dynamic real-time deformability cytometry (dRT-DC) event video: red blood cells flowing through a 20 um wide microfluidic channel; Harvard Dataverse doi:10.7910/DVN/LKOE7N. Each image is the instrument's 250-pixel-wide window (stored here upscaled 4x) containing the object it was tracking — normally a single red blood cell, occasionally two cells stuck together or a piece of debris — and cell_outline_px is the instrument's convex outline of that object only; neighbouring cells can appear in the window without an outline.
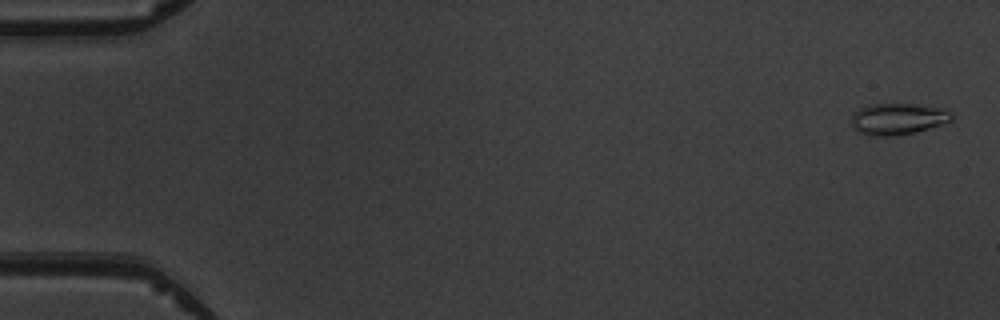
{"species": "common noctule bat (a hibernating species)", "species_latin": "Nyctalus noctula", "temperature_condition": "warm", "stored_images_in_passage": 4, "segment_of_instrument_passage": [1, 2], "camera_frame_rate_fps": 3000, "um_per_image_px": 0.085, "animal": {"sex": "male", "body_mass_g": 19.5, "forearm_length_mm": 54.6}, "frame": {"image": 1, "passage_image": 1, "time_ms": 0.0, "image_size_px": [1000, 320], "cell_outline_px": [[952, 120], [916, 132], [892, 136], [868, 136], [856, 132], [852, 124], [852, 116], [860, 108], [868, 104], [916, 104], [936, 108], [948, 112], [952, 116]], "centroid_in_image_um": [76.23, 10.12], "position_along_channel_um": 8.8, "area_um2": 18.09}}